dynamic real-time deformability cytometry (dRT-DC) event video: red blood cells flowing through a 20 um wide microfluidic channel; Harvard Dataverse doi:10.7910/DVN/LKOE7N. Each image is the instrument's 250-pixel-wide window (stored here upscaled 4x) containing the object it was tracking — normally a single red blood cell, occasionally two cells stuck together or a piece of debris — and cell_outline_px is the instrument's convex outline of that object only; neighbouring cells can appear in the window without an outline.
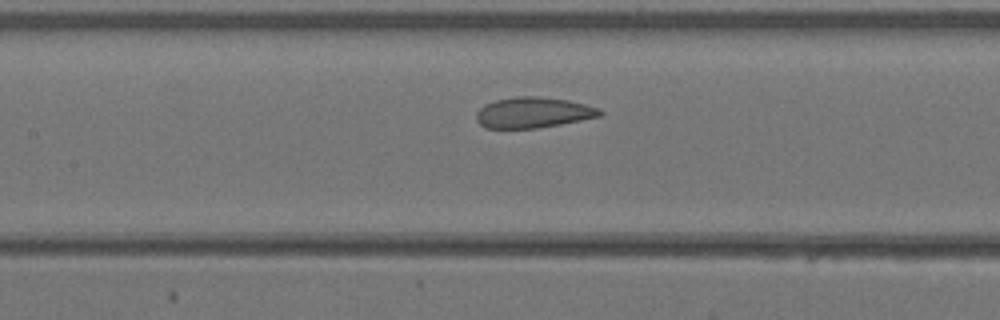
{"species": "Egyptian fruit bat (a non-hibernating species)", "species_latin": "Rousettus aegyptiacus", "temperature_condition": "warm", "stored_images_in_passage": 17, "camera_frame_rate_fps": 3000, "um_per_image_px": 0.085, "animal": {"sex": "female"}, "frame": {"image": 1, "passage_image": 15, "time_ms": 4.667, "image_size_px": [1000, 320], "cell_outline_px": [[604, 112], [600, 116], [560, 124], [536, 128], [484, 128], [476, 120], [476, 112], [484, 104], [496, 100], [516, 96], [536, 96], [568, 100], [600, 108]], "centroid_in_image_um": [45.3, 9.56], "position_along_channel_um": 162.1, "area_um2": 22.08}}